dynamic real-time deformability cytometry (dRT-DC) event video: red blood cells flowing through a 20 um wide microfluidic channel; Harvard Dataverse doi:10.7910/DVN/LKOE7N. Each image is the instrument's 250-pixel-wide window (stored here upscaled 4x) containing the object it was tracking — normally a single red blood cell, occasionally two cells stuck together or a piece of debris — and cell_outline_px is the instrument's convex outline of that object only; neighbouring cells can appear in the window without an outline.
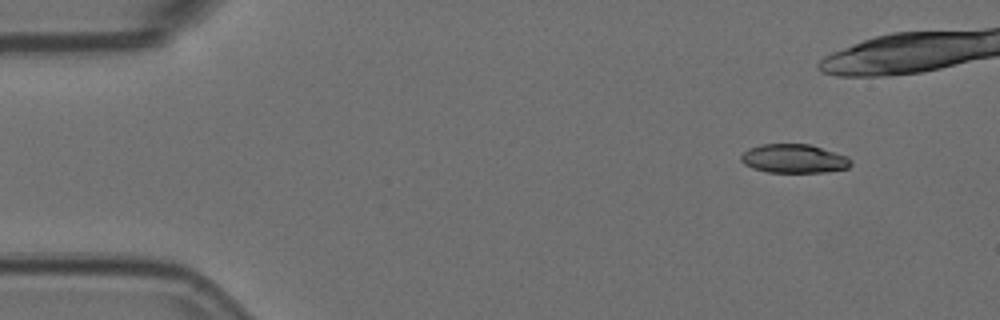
{"species": "Egyptian fruit bat (a non-hibernating species)", "species_latin": "Rousettus aegyptiacus", "temperature_condition": "room temperature", "stored_images_in_passage": 2, "camera_frame_rate_fps": 3000, "um_per_image_px": 0.085, "animal": {"sex": "female"}, "frame": {"image": 1, "passage_image": 2, "time_ms": 0.333, "image_size_px": [1000, 320], "cell_outline_px": [[852, 164], [848, 168], [824, 172], [768, 172], [752, 168], [744, 164], [740, 160], [740, 156], [748, 148], [760, 144], [808, 144], [848, 156], [852, 160]], "centroid_in_image_um": [67.48, 13.48], "position_along_channel_um": 17.5, "area_um2": 18.5}}